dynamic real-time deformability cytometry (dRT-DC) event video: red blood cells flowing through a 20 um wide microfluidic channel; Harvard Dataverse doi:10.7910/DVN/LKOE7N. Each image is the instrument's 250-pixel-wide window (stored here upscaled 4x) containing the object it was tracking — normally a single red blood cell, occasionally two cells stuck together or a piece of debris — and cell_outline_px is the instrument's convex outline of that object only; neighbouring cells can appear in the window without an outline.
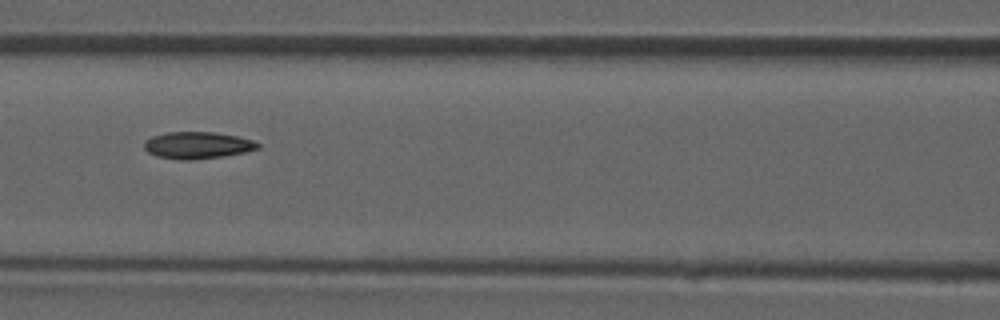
{"species": "common noctule bat (a hibernating species)", "species_latin": "Nyctalus noctula", "temperature_condition": "room temperature", "stored_images_in_passage": 46, "camera_frame_rate_fps": 3000, "um_per_image_px": 0.085, "animal": {"sex": "male", "forearm_length_mm": 52.5}, "frame": {"image": 1, "passage_image": 20, "time_ms": 6.333, "image_size_px": [1000, 320], "cell_outline_px": [[260, 148], [244, 152], [220, 156], [192, 160], [180, 160], [156, 156], [148, 152], [144, 148], [144, 140], [152, 136], [168, 132], [216, 132], [236, 136], [252, 140], [260, 144]], "centroid_in_image_um": [16.75, 12.34], "position_along_channel_um": 149.8, "area_um2": 17.74}}